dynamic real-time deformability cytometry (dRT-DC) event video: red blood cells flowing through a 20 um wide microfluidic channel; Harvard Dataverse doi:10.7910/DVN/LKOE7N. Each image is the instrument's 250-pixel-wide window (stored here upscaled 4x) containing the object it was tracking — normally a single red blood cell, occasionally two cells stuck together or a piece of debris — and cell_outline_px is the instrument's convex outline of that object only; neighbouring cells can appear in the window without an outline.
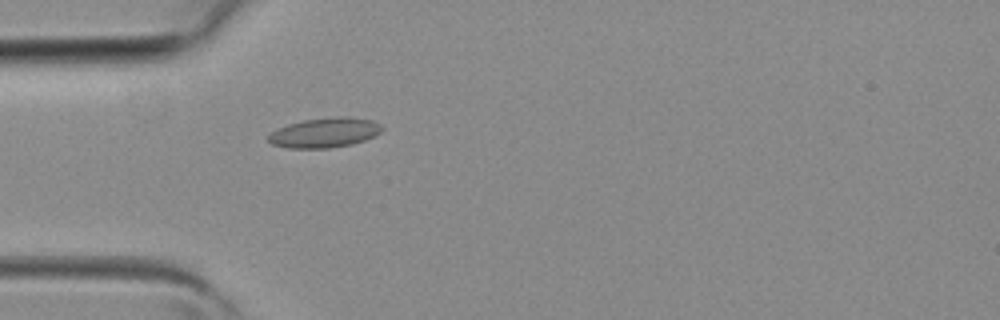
{"species": "common noctule bat (a hibernating species)", "species_latin": "Nyctalus noctula", "temperature_condition": "room temperature", "stored_images_in_passage": 3, "camera_frame_rate_fps": 3000, "um_per_image_px": 0.085, "animal": {"sex": "female", "body_mass_g": 19.3, "forearm_length_mm": 54.1}, "frame": {"image": 1, "passage_image": 3, "time_ms": 0.667, "image_size_px": [1000, 320], "cell_outline_px": [[384, 128], [376, 136], [352, 144], [328, 148], [288, 148], [272, 144], [268, 140], [268, 136], [272, 132], [288, 124], [304, 120], [344, 116], [372, 120], [380, 124]], "centroid_in_image_um": [27.63, 11.28], "position_along_channel_um": 57.4, "area_um2": 19.54}}